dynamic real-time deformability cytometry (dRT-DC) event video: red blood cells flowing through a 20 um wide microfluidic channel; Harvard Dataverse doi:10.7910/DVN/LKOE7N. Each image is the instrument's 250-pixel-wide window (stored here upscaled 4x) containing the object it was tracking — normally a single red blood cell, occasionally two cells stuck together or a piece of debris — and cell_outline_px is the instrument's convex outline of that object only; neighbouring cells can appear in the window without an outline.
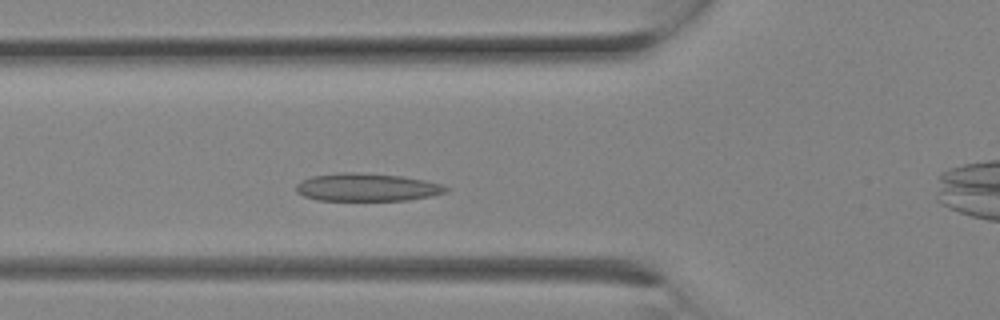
{"species": "Egyptian fruit bat (a non-hibernating species)", "species_latin": "Rousettus aegyptiacus", "temperature_condition": "room temperature", "stored_images_in_passage": 7, "camera_frame_rate_fps": 3000, "um_per_image_px": 0.085, "animal": {"sex": "female"}, "frame": {"image": 1, "passage_image": 6, "time_ms": 1.667, "image_size_px": [1000, 320], "cell_outline_px": [[448, 188], [444, 192], [432, 196], [408, 200], [320, 200], [304, 196], [296, 192], [296, 184], [300, 180], [312, 176], [336, 172], [364, 172], [404, 176], [424, 180], [440, 184]], "centroid_in_image_um": [31.14, 15.9], "position_along_channel_um": 94.7, "area_um2": 24.45}}